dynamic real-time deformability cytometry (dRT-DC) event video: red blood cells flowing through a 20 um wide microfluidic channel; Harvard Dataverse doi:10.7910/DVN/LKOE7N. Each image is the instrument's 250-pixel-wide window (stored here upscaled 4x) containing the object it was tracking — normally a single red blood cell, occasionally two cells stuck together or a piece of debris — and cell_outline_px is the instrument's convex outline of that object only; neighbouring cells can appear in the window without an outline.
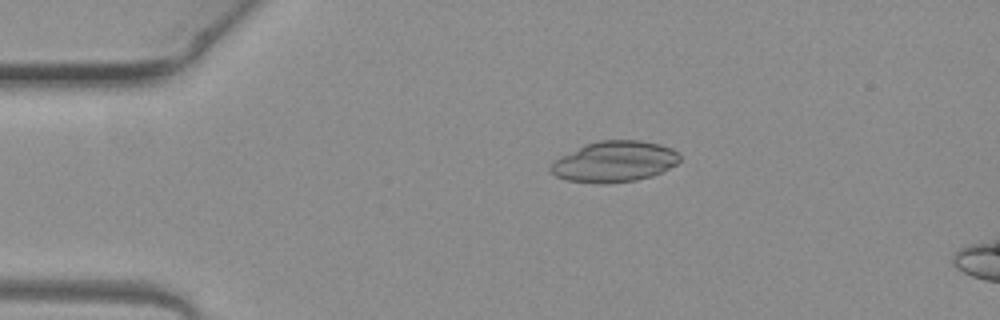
{"species": "common noctule bat (a hibernating species)", "species_latin": "Nyctalus noctula", "temperature_condition": "warm", "stored_images_in_passage": 2, "camera_frame_rate_fps": 3000, "um_per_image_px": 0.085, "animal": {"sex": "female", "body_mass_g": 19.3, "forearm_length_mm": 54.1}, "frame": {"image": 1, "passage_image": 1, "time_ms": 0.0, "image_size_px": [1000, 320], "cell_outline_px": [[680, 160], [676, 164], [652, 176], [636, 180], [604, 184], [568, 180], [556, 176], [548, 168], [560, 156], [584, 144], [600, 140], [640, 140], [660, 144], [672, 148], [680, 156]], "centroid_in_image_um": [52.22, 13.73], "position_along_channel_um": 32.8, "area_um2": 30.63}}